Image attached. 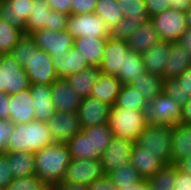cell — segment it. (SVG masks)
<instances>
[{
  "label": "cell",
  "instance_id": "1",
  "mask_svg": "<svg viewBox=\"0 0 191 190\" xmlns=\"http://www.w3.org/2000/svg\"><path fill=\"white\" fill-rule=\"evenodd\" d=\"M108 123L82 128L66 144L72 159H100L112 138Z\"/></svg>",
  "mask_w": 191,
  "mask_h": 190
},
{
  "label": "cell",
  "instance_id": "2",
  "mask_svg": "<svg viewBox=\"0 0 191 190\" xmlns=\"http://www.w3.org/2000/svg\"><path fill=\"white\" fill-rule=\"evenodd\" d=\"M71 159L67 144H49L34 153L35 175L48 186L62 182Z\"/></svg>",
  "mask_w": 191,
  "mask_h": 190
},
{
  "label": "cell",
  "instance_id": "3",
  "mask_svg": "<svg viewBox=\"0 0 191 190\" xmlns=\"http://www.w3.org/2000/svg\"><path fill=\"white\" fill-rule=\"evenodd\" d=\"M49 126L45 121H31L26 124H14L5 152L35 153L43 147L53 144Z\"/></svg>",
  "mask_w": 191,
  "mask_h": 190
},
{
  "label": "cell",
  "instance_id": "4",
  "mask_svg": "<svg viewBox=\"0 0 191 190\" xmlns=\"http://www.w3.org/2000/svg\"><path fill=\"white\" fill-rule=\"evenodd\" d=\"M108 125L113 136L131 140L135 143L147 124L144 111L111 106Z\"/></svg>",
  "mask_w": 191,
  "mask_h": 190
},
{
  "label": "cell",
  "instance_id": "5",
  "mask_svg": "<svg viewBox=\"0 0 191 190\" xmlns=\"http://www.w3.org/2000/svg\"><path fill=\"white\" fill-rule=\"evenodd\" d=\"M173 125H146L136 141L165 164H172Z\"/></svg>",
  "mask_w": 191,
  "mask_h": 190
},
{
  "label": "cell",
  "instance_id": "6",
  "mask_svg": "<svg viewBox=\"0 0 191 190\" xmlns=\"http://www.w3.org/2000/svg\"><path fill=\"white\" fill-rule=\"evenodd\" d=\"M182 106L164 93L149 101L144 110L147 125H176L181 122Z\"/></svg>",
  "mask_w": 191,
  "mask_h": 190
},
{
  "label": "cell",
  "instance_id": "7",
  "mask_svg": "<svg viewBox=\"0 0 191 190\" xmlns=\"http://www.w3.org/2000/svg\"><path fill=\"white\" fill-rule=\"evenodd\" d=\"M66 30L74 39L85 36L108 38L110 35L107 23L95 13L68 15Z\"/></svg>",
  "mask_w": 191,
  "mask_h": 190
},
{
  "label": "cell",
  "instance_id": "8",
  "mask_svg": "<svg viewBox=\"0 0 191 190\" xmlns=\"http://www.w3.org/2000/svg\"><path fill=\"white\" fill-rule=\"evenodd\" d=\"M29 88L24 69L9 54H0V92L13 95Z\"/></svg>",
  "mask_w": 191,
  "mask_h": 190
},
{
  "label": "cell",
  "instance_id": "9",
  "mask_svg": "<svg viewBox=\"0 0 191 190\" xmlns=\"http://www.w3.org/2000/svg\"><path fill=\"white\" fill-rule=\"evenodd\" d=\"M160 40L176 42L187 28L186 13L176 9H167L150 17Z\"/></svg>",
  "mask_w": 191,
  "mask_h": 190
},
{
  "label": "cell",
  "instance_id": "10",
  "mask_svg": "<svg viewBox=\"0 0 191 190\" xmlns=\"http://www.w3.org/2000/svg\"><path fill=\"white\" fill-rule=\"evenodd\" d=\"M104 175L100 159H71L62 182L88 186Z\"/></svg>",
  "mask_w": 191,
  "mask_h": 190
},
{
  "label": "cell",
  "instance_id": "11",
  "mask_svg": "<svg viewBox=\"0 0 191 190\" xmlns=\"http://www.w3.org/2000/svg\"><path fill=\"white\" fill-rule=\"evenodd\" d=\"M30 36L36 46L49 55L65 54L74 47V38L67 30L56 32L49 29H39L33 31Z\"/></svg>",
  "mask_w": 191,
  "mask_h": 190
},
{
  "label": "cell",
  "instance_id": "12",
  "mask_svg": "<svg viewBox=\"0 0 191 190\" xmlns=\"http://www.w3.org/2000/svg\"><path fill=\"white\" fill-rule=\"evenodd\" d=\"M23 69L30 84L52 85L59 78L54 69L53 58L44 50L39 49Z\"/></svg>",
  "mask_w": 191,
  "mask_h": 190
},
{
  "label": "cell",
  "instance_id": "13",
  "mask_svg": "<svg viewBox=\"0 0 191 190\" xmlns=\"http://www.w3.org/2000/svg\"><path fill=\"white\" fill-rule=\"evenodd\" d=\"M135 143L121 137L114 136L103 151L100 158L104 174L107 175L113 170L118 169L127 162H130L131 151Z\"/></svg>",
  "mask_w": 191,
  "mask_h": 190
},
{
  "label": "cell",
  "instance_id": "14",
  "mask_svg": "<svg viewBox=\"0 0 191 190\" xmlns=\"http://www.w3.org/2000/svg\"><path fill=\"white\" fill-rule=\"evenodd\" d=\"M129 50L127 40L108 37L104 47L103 59L99 66L101 73L117 76L119 71H123L125 56Z\"/></svg>",
  "mask_w": 191,
  "mask_h": 190
},
{
  "label": "cell",
  "instance_id": "15",
  "mask_svg": "<svg viewBox=\"0 0 191 190\" xmlns=\"http://www.w3.org/2000/svg\"><path fill=\"white\" fill-rule=\"evenodd\" d=\"M47 124L56 143L66 144L81 131L77 112H56Z\"/></svg>",
  "mask_w": 191,
  "mask_h": 190
},
{
  "label": "cell",
  "instance_id": "16",
  "mask_svg": "<svg viewBox=\"0 0 191 190\" xmlns=\"http://www.w3.org/2000/svg\"><path fill=\"white\" fill-rule=\"evenodd\" d=\"M111 106L91 96L84 97L77 110L81 129L108 123Z\"/></svg>",
  "mask_w": 191,
  "mask_h": 190
},
{
  "label": "cell",
  "instance_id": "17",
  "mask_svg": "<svg viewBox=\"0 0 191 190\" xmlns=\"http://www.w3.org/2000/svg\"><path fill=\"white\" fill-rule=\"evenodd\" d=\"M34 0H0V19L26 34V21Z\"/></svg>",
  "mask_w": 191,
  "mask_h": 190
},
{
  "label": "cell",
  "instance_id": "18",
  "mask_svg": "<svg viewBox=\"0 0 191 190\" xmlns=\"http://www.w3.org/2000/svg\"><path fill=\"white\" fill-rule=\"evenodd\" d=\"M51 98L57 112H77L82 100L66 78H58L52 84Z\"/></svg>",
  "mask_w": 191,
  "mask_h": 190
},
{
  "label": "cell",
  "instance_id": "19",
  "mask_svg": "<svg viewBox=\"0 0 191 190\" xmlns=\"http://www.w3.org/2000/svg\"><path fill=\"white\" fill-rule=\"evenodd\" d=\"M9 110L14 124H26L35 120V108L30 89L10 95Z\"/></svg>",
  "mask_w": 191,
  "mask_h": 190
},
{
  "label": "cell",
  "instance_id": "20",
  "mask_svg": "<svg viewBox=\"0 0 191 190\" xmlns=\"http://www.w3.org/2000/svg\"><path fill=\"white\" fill-rule=\"evenodd\" d=\"M130 162L144 180H149L166 165L155 154L140 146L137 142L133 145Z\"/></svg>",
  "mask_w": 191,
  "mask_h": 190
},
{
  "label": "cell",
  "instance_id": "21",
  "mask_svg": "<svg viewBox=\"0 0 191 190\" xmlns=\"http://www.w3.org/2000/svg\"><path fill=\"white\" fill-rule=\"evenodd\" d=\"M35 120L48 122L57 112L52 102V85L30 84Z\"/></svg>",
  "mask_w": 191,
  "mask_h": 190
},
{
  "label": "cell",
  "instance_id": "22",
  "mask_svg": "<svg viewBox=\"0 0 191 190\" xmlns=\"http://www.w3.org/2000/svg\"><path fill=\"white\" fill-rule=\"evenodd\" d=\"M51 57L59 78H67L73 73H78L90 67L85 57L74 47L65 54L51 55Z\"/></svg>",
  "mask_w": 191,
  "mask_h": 190
},
{
  "label": "cell",
  "instance_id": "23",
  "mask_svg": "<svg viewBox=\"0 0 191 190\" xmlns=\"http://www.w3.org/2000/svg\"><path fill=\"white\" fill-rule=\"evenodd\" d=\"M171 42L160 40L141 54L145 71L164 79L167 54L170 51Z\"/></svg>",
  "mask_w": 191,
  "mask_h": 190
},
{
  "label": "cell",
  "instance_id": "24",
  "mask_svg": "<svg viewBox=\"0 0 191 190\" xmlns=\"http://www.w3.org/2000/svg\"><path fill=\"white\" fill-rule=\"evenodd\" d=\"M190 66L191 54L178 41L172 42L167 54L164 79H176Z\"/></svg>",
  "mask_w": 191,
  "mask_h": 190
},
{
  "label": "cell",
  "instance_id": "25",
  "mask_svg": "<svg viewBox=\"0 0 191 190\" xmlns=\"http://www.w3.org/2000/svg\"><path fill=\"white\" fill-rule=\"evenodd\" d=\"M160 41L158 33L150 19L145 20L127 39L131 51L142 54Z\"/></svg>",
  "mask_w": 191,
  "mask_h": 190
},
{
  "label": "cell",
  "instance_id": "26",
  "mask_svg": "<svg viewBox=\"0 0 191 190\" xmlns=\"http://www.w3.org/2000/svg\"><path fill=\"white\" fill-rule=\"evenodd\" d=\"M107 38L79 37L74 39V48L86 59L90 66H100Z\"/></svg>",
  "mask_w": 191,
  "mask_h": 190
},
{
  "label": "cell",
  "instance_id": "27",
  "mask_svg": "<svg viewBox=\"0 0 191 190\" xmlns=\"http://www.w3.org/2000/svg\"><path fill=\"white\" fill-rule=\"evenodd\" d=\"M121 82L116 76L100 73L90 96L113 106L121 89Z\"/></svg>",
  "mask_w": 191,
  "mask_h": 190
},
{
  "label": "cell",
  "instance_id": "28",
  "mask_svg": "<svg viewBox=\"0 0 191 190\" xmlns=\"http://www.w3.org/2000/svg\"><path fill=\"white\" fill-rule=\"evenodd\" d=\"M185 157H191V125L178 123L173 125L172 164Z\"/></svg>",
  "mask_w": 191,
  "mask_h": 190
},
{
  "label": "cell",
  "instance_id": "29",
  "mask_svg": "<svg viewBox=\"0 0 191 190\" xmlns=\"http://www.w3.org/2000/svg\"><path fill=\"white\" fill-rule=\"evenodd\" d=\"M101 71L98 66H90L78 73H73L68 76L66 80L69 82L70 86L76 91V93L81 97H88L97 81Z\"/></svg>",
  "mask_w": 191,
  "mask_h": 190
},
{
  "label": "cell",
  "instance_id": "30",
  "mask_svg": "<svg viewBox=\"0 0 191 190\" xmlns=\"http://www.w3.org/2000/svg\"><path fill=\"white\" fill-rule=\"evenodd\" d=\"M129 86L137 90L146 99V101L149 102L162 93L163 78L144 72L135 78Z\"/></svg>",
  "mask_w": 191,
  "mask_h": 190
},
{
  "label": "cell",
  "instance_id": "31",
  "mask_svg": "<svg viewBox=\"0 0 191 190\" xmlns=\"http://www.w3.org/2000/svg\"><path fill=\"white\" fill-rule=\"evenodd\" d=\"M11 175L14 178L30 177L35 175L34 154L30 152H6Z\"/></svg>",
  "mask_w": 191,
  "mask_h": 190
},
{
  "label": "cell",
  "instance_id": "32",
  "mask_svg": "<svg viewBox=\"0 0 191 190\" xmlns=\"http://www.w3.org/2000/svg\"><path fill=\"white\" fill-rule=\"evenodd\" d=\"M144 72L146 71L141 54L129 50L125 56L123 71H119L116 78L122 85H129Z\"/></svg>",
  "mask_w": 191,
  "mask_h": 190
},
{
  "label": "cell",
  "instance_id": "33",
  "mask_svg": "<svg viewBox=\"0 0 191 190\" xmlns=\"http://www.w3.org/2000/svg\"><path fill=\"white\" fill-rule=\"evenodd\" d=\"M50 6L46 0H34L31 12L26 21V34L39 29H48Z\"/></svg>",
  "mask_w": 191,
  "mask_h": 190
},
{
  "label": "cell",
  "instance_id": "34",
  "mask_svg": "<svg viewBox=\"0 0 191 190\" xmlns=\"http://www.w3.org/2000/svg\"><path fill=\"white\" fill-rule=\"evenodd\" d=\"M107 176L118 188L134 186L144 180L131 162L111 171Z\"/></svg>",
  "mask_w": 191,
  "mask_h": 190
},
{
  "label": "cell",
  "instance_id": "35",
  "mask_svg": "<svg viewBox=\"0 0 191 190\" xmlns=\"http://www.w3.org/2000/svg\"><path fill=\"white\" fill-rule=\"evenodd\" d=\"M38 50L33 38L29 34H24L8 54L24 68Z\"/></svg>",
  "mask_w": 191,
  "mask_h": 190
},
{
  "label": "cell",
  "instance_id": "36",
  "mask_svg": "<svg viewBox=\"0 0 191 190\" xmlns=\"http://www.w3.org/2000/svg\"><path fill=\"white\" fill-rule=\"evenodd\" d=\"M146 99L135 89L131 88L129 85H122L112 107H124L130 110H142L146 109L147 105Z\"/></svg>",
  "mask_w": 191,
  "mask_h": 190
},
{
  "label": "cell",
  "instance_id": "37",
  "mask_svg": "<svg viewBox=\"0 0 191 190\" xmlns=\"http://www.w3.org/2000/svg\"><path fill=\"white\" fill-rule=\"evenodd\" d=\"M94 13L107 23L110 30L124 18L117 0H97Z\"/></svg>",
  "mask_w": 191,
  "mask_h": 190
},
{
  "label": "cell",
  "instance_id": "38",
  "mask_svg": "<svg viewBox=\"0 0 191 190\" xmlns=\"http://www.w3.org/2000/svg\"><path fill=\"white\" fill-rule=\"evenodd\" d=\"M176 164H166L148 181L151 190H174L176 181Z\"/></svg>",
  "mask_w": 191,
  "mask_h": 190
},
{
  "label": "cell",
  "instance_id": "39",
  "mask_svg": "<svg viewBox=\"0 0 191 190\" xmlns=\"http://www.w3.org/2000/svg\"><path fill=\"white\" fill-rule=\"evenodd\" d=\"M23 35L11 23L0 19V54H8Z\"/></svg>",
  "mask_w": 191,
  "mask_h": 190
},
{
  "label": "cell",
  "instance_id": "40",
  "mask_svg": "<svg viewBox=\"0 0 191 190\" xmlns=\"http://www.w3.org/2000/svg\"><path fill=\"white\" fill-rule=\"evenodd\" d=\"M117 3L124 17H131L132 20H137V22L150 19L145 0H117Z\"/></svg>",
  "mask_w": 191,
  "mask_h": 190
},
{
  "label": "cell",
  "instance_id": "41",
  "mask_svg": "<svg viewBox=\"0 0 191 190\" xmlns=\"http://www.w3.org/2000/svg\"><path fill=\"white\" fill-rule=\"evenodd\" d=\"M49 186L37 175L12 179L4 190H48Z\"/></svg>",
  "mask_w": 191,
  "mask_h": 190
},
{
  "label": "cell",
  "instance_id": "42",
  "mask_svg": "<svg viewBox=\"0 0 191 190\" xmlns=\"http://www.w3.org/2000/svg\"><path fill=\"white\" fill-rule=\"evenodd\" d=\"M142 23L132 20L131 17H124L119 24L112 27L109 37L112 39L127 40Z\"/></svg>",
  "mask_w": 191,
  "mask_h": 190
},
{
  "label": "cell",
  "instance_id": "43",
  "mask_svg": "<svg viewBox=\"0 0 191 190\" xmlns=\"http://www.w3.org/2000/svg\"><path fill=\"white\" fill-rule=\"evenodd\" d=\"M162 93L169 96L182 107L185 105V90L177 78L163 79Z\"/></svg>",
  "mask_w": 191,
  "mask_h": 190
},
{
  "label": "cell",
  "instance_id": "44",
  "mask_svg": "<svg viewBox=\"0 0 191 190\" xmlns=\"http://www.w3.org/2000/svg\"><path fill=\"white\" fill-rule=\"evenodd\" d=\"M68 15L57 11H50L48 19V29L51 31H65Z\"/></svg>",
  "mask_w": 191,
  "mask_h": 190
},
{
  "label": "cell",
  "instance_id": "45",
  "mask_svg": "<svg viewBox=\"0 0 191 190\" xmlns=\"http://www.w3.org/2000/svg\"><path fill=\"white\" fill-rule=\"evenodd\" d=\"M97 0H72L71 14L94 13Z\"/></svg>",
  "mask_w": 191,
  "mask_h": 190
},
{
  "label": "cell",
  "instance_id": "46",
  "mask_svg": "<svg viewBox=\"0 0 191 190\" xmlns=\"http://www.w3.org/2000/svg\"><path fill=\"white\" fill-rule=\"evenodd\" d=\"M11 167L8 165L6 152L0 154V189H5L12 181Z\"/></svg>",
  "mask_w": 191,
  "mask_h": 190
},
{
  "label": "cell",
  "instance_id": "47",
  "mask_svg": "<svg viewBox=\"0 0 191 190\" xmlns=\"http://www.w3.org/2000/svg\"><path fill=\"white\" fill-rule=\"evenodd\" d=\"M14 123L11 120L0 119V154L4 153L7 147V142L11 136Z\"/></svg>",
  "mask_w": 191,
  "mask_h": 190
},
{
  "label": "cell",
  "instance_id": "48",
  "mask_svg": "<svg viewBox=\"0 0 191 190\" xmlns=\"http://www.w3.org/2000/svg\"><path fill=\"white\" fill-rule=\"evenodd\" d=\"M145 4L149 18L170 9V4H167V0H145Z\"/></svg>",
  "mask_w": 191,
  "mask_h": 190
},
{
  "label": "cell",
  "instance_id": "49",
  "mask_svg": "<svg viewBox=\"0 0 191 190\" xmlns=\"http://www.w3.org/2000/svg\"><path fill=\"white\" fill-rule=\"evenodd\" d=\"M174 190H191V174L176 169V181Z\"/></svg>",
  "mask_w": 191,
  "mask_h": 190
},
{
  "label": "cell",
  "instance_id": "50",
  "mask_svg": "<svg viewBox=\"0 0 191 190\" xmlns=\"http://www.w3.org/2000/svg\"><path fill=\"white\" fill-rule=\"evenodd\" d=\"M89 190H118V187L108 178L107 175L96 179L88 185Z\"/></svg>",
  "mask_w": 191,
  "mask_h": 190
},
{
  "label": "cell",
  "instance_id": "51",
  "mask_svg": "<svg viewBox=\"0 0 191 190\" xmlns=\"http://www.w3.org/2000/svg\"><path fill=\"white\" fill-rule=\"evenodd\" d=\"M72 0H46L52 11H57L63 14H71Z\"/></svg>",
  "mask_w": 191,
  "mask_h": 190
},
{
  "label": "cell",
  "instance_id": "52",
  "mask_svg": "<svg viewBox=\"0 0 191 190\" xmlns=\"http://www.w3.org/2000/svg\"><path fill=\"white\" fill-rule=\"evenodd\" d=\"M185 90V104L191 98V66L188 67L178 78Z\"/></svg>",
  "mask_w": 191,
  "mask_h": 190
},
{
  "label": "cell",
  "instance_id": "53",
  "mask_svg": "<svg viewBox=\"0 0 191 190\" xmlns=\"http://www.w3.org/2000/svg\"><path fill=\"white\" fill-rule=\"evenodd\" d=\"M9 97L7 93L0 92V119L9 120L10 110H9Z\"/></svg>",
  "mask_w": 191,
  "mask_h": 190
},
{
  "label": "cell",
  "instance_id": "54",
  "mask_svg": "<svg viewBox=\"0 0 191 190\" xmlns=\"http://www.w3.org/2000/svg\"><path fill=\"white\" fill-rule=\"evenodd\" d=\"M48 190H89V188L85 185L67 184L64 182H59L56 184H51Z\"/></svg>",
  "mask_w": 191,
  "mask_h": 190
},
{
  "label": "cell",
  "instance_id": "55",
  "mask_svg": "<svg viewBox=\"0 0 191 190\" xmlns=\"http://www.w3.org/2000/svg\"><path fill=\"white\" fill-rule=\"evenodd\" d=\"M167 4H170V8L181 12H186L191 8V0H167Z\"/></svg>",
  "mask_w": 191,
  "mask_h": 190
},
{
  "label": "cell",
  "instance_id": "56",
  "mask_svg": "<svg viewBox=\"0 0 191 190\" xmlns=\"http://www.w3.org/2000/svg\"><path fill=\"white\" fill-rule=\"evenodd\" d=\"M178 42L183 45L187 51L191 54V29L186 28L182 33L181 37L178 39Z\"/></svg>",
  "mask_w": 191,
  "mask_h": 190
},
{
  "label": "cell",
  "instance_id": "57",
  "mask_svg": "<svg viewBox=\"0 0 191 190\" xmlns=\"http://www.w3.org/2000/svg\"><path fill=\"white\" fill-rule=\"evenodd\" d=\"M182 108L181 123L191 125V98Z\"/></svg>",
  "mask_w": 191,
  "mask_h": 190
},
{
  "label": "cell",
  "instance_id": "58",
  "mask_svg": "<svg viewBox=\"0 0 191 190\" xmlns=\"http://www.w3.org/2000/svg\"><path fill=\"white\" fill-rule=\"evenodd\" d=\"M118 190H151L148 180H143L137 185L118 188Z\"/></svg>",
  "mask_w": 191,
  "mask_h": 190
},
{
  "label": "cell",
  "instance_id": "59",
  "mask_svg": "<svg viewBox=\"0 0 191 190\" xmlns=\"http://www.w3.org/2000/svg\"><path fill=\"white\" fill-rule=\"evenodd\" d=\"M176 165L181 171L191 174V157H185L184 159L180 160Z\"/></svg>",
  "mask_w": 191,
  "mask_h": 190
},
{
  "label": "cell",
  "instance_id": "60",
  "mask_svg": "<svg viewBox=\"0 0 191 190\" xmlns=\"http://www.w3.org/2000/svg\"><path fill=\"white\" fill-rule=\"evenodd\" d=\"M185 13H186L187 27L191 29V8L187 10Z\"/></svg>",
  "mask_w": 191,
  "mask_h": 190
}]
</instances>
